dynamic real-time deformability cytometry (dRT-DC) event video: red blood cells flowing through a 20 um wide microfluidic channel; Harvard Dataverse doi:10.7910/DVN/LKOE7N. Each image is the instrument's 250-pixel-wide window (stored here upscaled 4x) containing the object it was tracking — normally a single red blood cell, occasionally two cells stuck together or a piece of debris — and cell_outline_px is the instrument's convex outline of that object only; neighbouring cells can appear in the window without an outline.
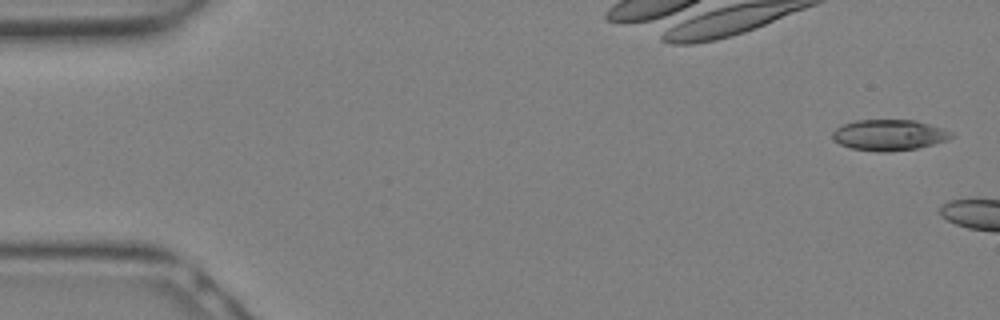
{"species": "Egyptian fruit bat (a non-hibernating species)", "species_latin": "Rousettus aegyptiacus", "temperature_condition": "warm", "stored_images_in_passage": 4, "camera_frame_rate_fps": 3000, "um_per_image_px": 0.085, "animal": {"sex": "female"}, "frame": {"image": 1, "passage_image": 1, "time_ms": 0.0, "image_size_px": [1000, 320], "cell_outline_px": [[956, 136], [948, 140], [916, 148], [888, 152], [880, 152], [852, 148], [840, 144], [832, 140], [832, 132], [836, 128], [844, 124], [856, 120], [916, 120], [952, 132]], "centroid_in_image_um": [75.56, 11.48], "position_along_channel_um": 9.4, "area_um2": 21.33}}